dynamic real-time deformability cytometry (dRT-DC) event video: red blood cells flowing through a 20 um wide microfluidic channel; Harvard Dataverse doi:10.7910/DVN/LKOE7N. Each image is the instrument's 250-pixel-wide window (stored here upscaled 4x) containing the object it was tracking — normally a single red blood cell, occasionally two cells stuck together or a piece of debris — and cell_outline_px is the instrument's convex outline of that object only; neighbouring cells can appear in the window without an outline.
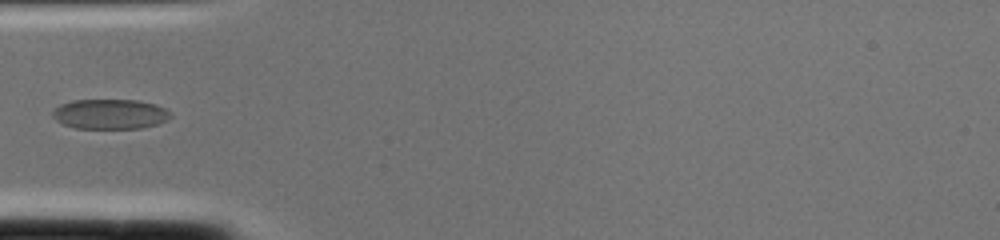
{"species": "common noctule bat (a hibernating species)", "species_latin": "Nyctalus noctula", "temperature_condition": "cold", "stored_images_in_passage": 2, "camera_frame_rate_fps": 3000, "um_per_image_px": 0.085, "animal": {"sex": "female", "body_mass_g": 22.0, "forearm_length_mm": 56.7}, "frame": {"image": 1, "passage_image": 2, "time_ms": 0.333, "image_size_px": [1000, 240], "cell_outline_px": [[172, 116], [168, 120], [156, 124], [140, 128], [76, 128], [64, 124], [56, 120], [52, 116], [52, 108], [60, 104], [72, 100], [136, 100], [156, 104], [172, 112]], "centroid_in_image_um": [9.35, 9.69], "position_along_channel_um": 75.7, "area_um2": 20.69}}